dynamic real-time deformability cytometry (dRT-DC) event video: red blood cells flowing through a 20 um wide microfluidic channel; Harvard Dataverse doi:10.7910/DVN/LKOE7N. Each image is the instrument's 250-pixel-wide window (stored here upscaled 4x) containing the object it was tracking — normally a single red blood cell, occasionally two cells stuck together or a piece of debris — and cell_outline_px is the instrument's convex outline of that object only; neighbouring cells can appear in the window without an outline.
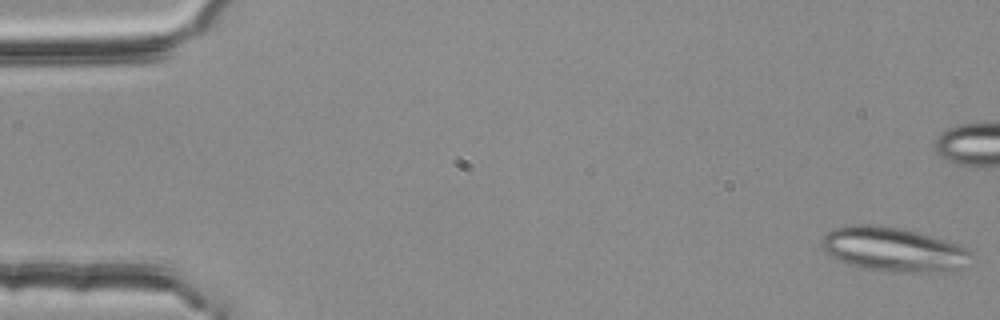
{"species": "common noctule bat (a hibernating species)", "species_latin": "Nyctalus noctula", "temperature_condition": "room temperature", "stored_images_in_passage": 54, "segment_of_instrument_passage": [1, 2], "camera_frame_rate_fps": 3000, "um_per_image_px": 0.085, "animal": {"sex": "female", "body_mass_g": 25.1}, "frame": {"image": 1, "passage_image": 1, "time_ms": 0.0, "image_size_px": [1000, 320], "cell_outline_px": [[972, 252], [968, 268], [940, 272], [912, 272], [868, 268], [852, 264], [840, 260], [824, 252], [820, 244], [820, 240], [832, 228], [844, 224], [880, 224], [900, 228], [916, 232], [944, 240], [956, 244]], "centroid_in_image_um": [75.94, 21.17], "position_along_channel_um": 9.1, "area_um2": 38.44}}